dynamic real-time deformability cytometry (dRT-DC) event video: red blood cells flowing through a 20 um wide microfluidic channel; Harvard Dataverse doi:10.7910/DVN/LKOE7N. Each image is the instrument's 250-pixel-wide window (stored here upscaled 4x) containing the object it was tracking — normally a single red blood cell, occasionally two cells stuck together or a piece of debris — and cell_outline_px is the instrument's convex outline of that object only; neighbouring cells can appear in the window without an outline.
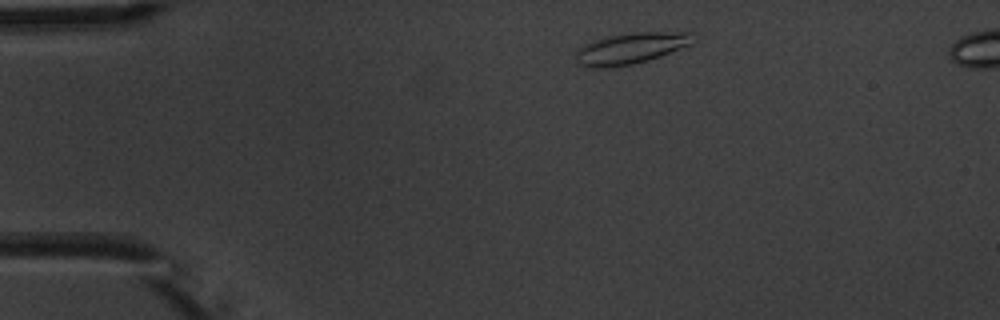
{"species": "common noctule bat (a hibernating species)", "species_latin": "Nyctalus noctula", "temperature_condition": "warm", "stored_images_in_passage": 3, "camera_frame_rate_fps": 3000, "um_per_image_px": 0.085, "animal": {"sex": "male", "body_mass_g": 20.1, "forearm_length_mm": 53.5}, "frame": {"image": 1, "passage_image": 1, "time_ms": 0.0, "image_size_px": [1000, 320], "cell_outline_px": [[692, 44], [660, 56], [648, 60], [632, 64], [600, 68], [588, 68], [576, 64], [576, 52], [584, 44], [608, 36], [636, 32], [692, 32]], "centroid_in_image_um": [53.58, 4.12], "position_along_channel_um": 31.4, "area_um2": 21.1}}